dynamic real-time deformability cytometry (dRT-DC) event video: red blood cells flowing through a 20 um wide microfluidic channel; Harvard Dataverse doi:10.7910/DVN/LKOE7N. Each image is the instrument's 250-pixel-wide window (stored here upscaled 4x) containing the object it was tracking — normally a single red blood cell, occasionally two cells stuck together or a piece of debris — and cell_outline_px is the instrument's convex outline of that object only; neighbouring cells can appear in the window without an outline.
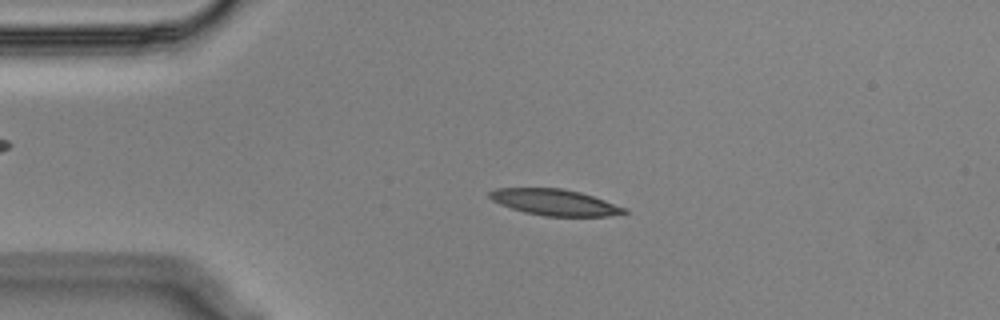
{"species": "Egyptian fruit bat (a non-hibernating species)", "species_latin": "Rousettus aegyptiacus", "temperature_condition": "cold", "stored_images_in_passage": 55, "camera_frame_rate_fps": 3000, "um_per_image_px": 0.085, "animal": {"sex": "male"}, "frame": {"image": 1, "passage_image": 11, "time_ms": 3.333, "image_size_px": [1000, 320], "cell_outline_px": [[628, 212], [608, 216], [544, 216], [524, 212], [500, 204], [492, 200], [488, 196], [488, 192], [496, 188], [560, 188], [580, 192], [628, 208]], "centroid_in_image_um": [47.15, 17.19], "position_along_channel_um": 37.9, "area_um2": 20.46}}
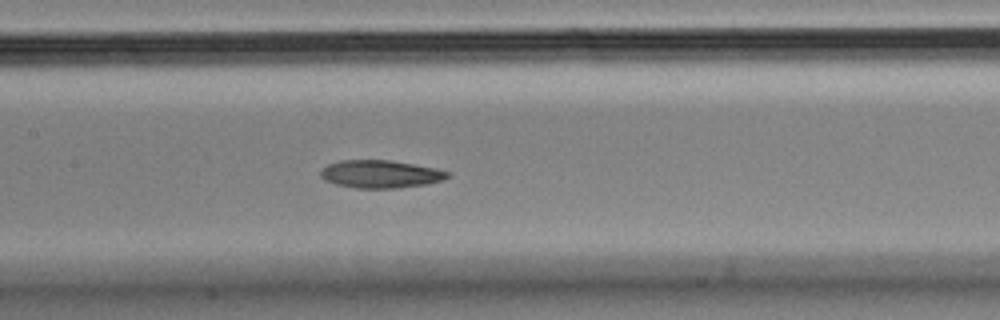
{"frame": {"image": 2, "passage_image": 25, "time_ms": 8.0, "image_size_px": [1000, 320], "cell_outline_px": [[452, 176], [444, 180], [428, 184], [396, 188], [356, 188], [336, 184], [324, 180], [320, 176], [320, 172], [328, 164], [340, 160], [388, 160], [436, 168], [452, 172]], "centroid_in_image_um": [32.39, 14.8], "position_along_channel_um": 175.0, "area_um2": 20.69}}
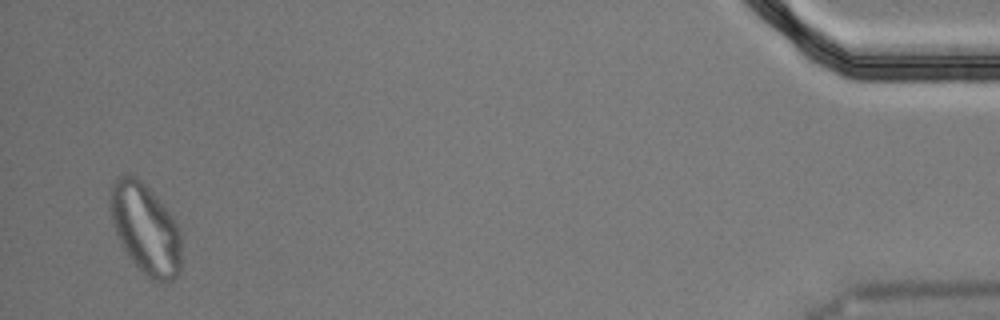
{"frame": {"image": 3, "passage_image": 53, "time_ms": 17.333, "image_size_px": [1000, 320], "cell_outline_px": [[180, 272], [172, 280], [156, 284], [144, 276], [128, 256], [112, 224], [112, 184], [116, 176], [136, 176], [152, 192], [172, 216], [180, 232]], "centroid_in_image_um": [12.39, 19.53], "position_along_channel_um": 422.8, "area_um2": 36.99}, "authors_computed_cell_mechanics": {"area_um2": 21.2704, "velocity_mm_per_s": 3.5508, "shape_relaxation_time_tau1_ms": 10.4257, "shape_relaxation_time_tau2_ms": 4.3182, "deformation_change_tau1": 0.2562, "deformation_change_tau2": 0.1031}}